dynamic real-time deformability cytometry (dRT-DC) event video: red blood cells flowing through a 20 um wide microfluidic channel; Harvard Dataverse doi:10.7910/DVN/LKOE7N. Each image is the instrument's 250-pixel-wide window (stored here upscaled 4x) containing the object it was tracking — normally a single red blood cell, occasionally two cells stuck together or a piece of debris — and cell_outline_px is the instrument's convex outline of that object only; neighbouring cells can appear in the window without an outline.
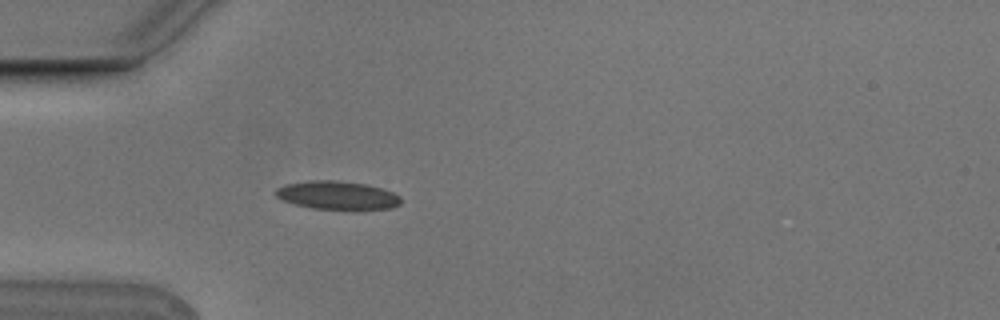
{"species": "Egyptian fruit bat (a non-hibernating species)", "species_latin": "Rousettus aegyptiacus", "temperature_condition": "cold", "stored_images_in_passage": 5, "camera_frame_rate_fps": 3000, "um_per_image_px": 0.085, "animal": {"sex": "male"}, "frame": {"image": 1, "passage_image": 5, "time_ms": 1.333, "image_size_px": [1000, 320], "cell_outline_px": [[400, 204], [392, 208], [360, 212], [352, 212], [312, 208], [280, 200], [276, 196], [276, 188], [284, 184], [308, 180], [336, 180], [364, 184], [380, 188], [392, 192], [400, 196]], "centroid_in_image_um": [28.69, 16.65], "position_along_channel_um": 56.3, "area_um2": 21.56}}